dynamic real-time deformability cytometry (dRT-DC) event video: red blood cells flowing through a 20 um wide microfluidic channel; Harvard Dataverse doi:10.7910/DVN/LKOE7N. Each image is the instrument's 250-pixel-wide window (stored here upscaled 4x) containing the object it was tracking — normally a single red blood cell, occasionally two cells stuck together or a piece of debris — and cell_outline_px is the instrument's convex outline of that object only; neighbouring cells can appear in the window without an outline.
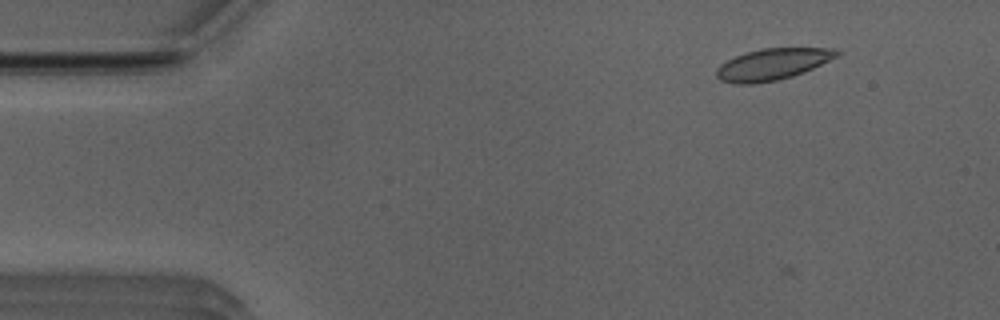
{"species": "Egyptian fruit bat (a non-hibernating species)", "species_latin": "Rousettus aegyptiacus", "temperature_condition": "room temperature", "stored_images_in_passage": 10, "camera_frame_rate_fps": 3000, "um_per_image_px": 0.085, "animal": {"sex": "male"}, "frame": {"image": 1, "passage_image": 5, "time_ms": 1.333, "image_size_px": [1000, 320], "cell_outline_px": [[840, 56], [804, 72], [792, 76], [776, 80], [752, 84], [732, 84], [720, 80], [716, 76], [716, 68], [720, 64], [744, 52], [760, 48], [836, 48], [840, 52]], "centroid_in_image_um": [65.66, 5.45], "position_along_channel_um": 19.3, "area_um2": 22.25}}